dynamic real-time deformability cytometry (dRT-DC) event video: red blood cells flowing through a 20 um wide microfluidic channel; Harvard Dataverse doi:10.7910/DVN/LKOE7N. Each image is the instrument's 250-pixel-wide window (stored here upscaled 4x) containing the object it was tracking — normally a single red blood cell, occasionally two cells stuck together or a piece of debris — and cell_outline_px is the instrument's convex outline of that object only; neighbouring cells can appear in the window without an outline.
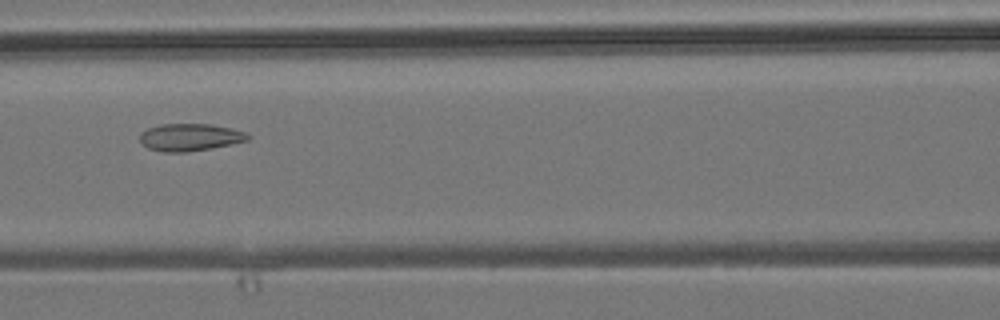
{"species": "common noctule bat (a hibernating species)", "species_latin": "Nyctalus noctula", "temperature_condition": "room temperature", "stored_images_in_passage": 5, "camera_frame_rate_fps": 3000, "um_per_image_px": 0.085, "animal": {"sex": "male", "body_mass_g": 19.2, "forearm_length_mm": 51.8}, "frame": {"image": 1, "passage_image": 5, "time_ms": 4.667, "image_size_px": [1000, 320], "cell_outline_px": [[252, 136], [248, 140], [232, 144], [212, 148], [188, 152], [164, 152], [148, 148], [140, 144], [140, 132], [148, 128], [160, 124], [212, 124], [232, 128], [244, 132]], "centroid_in_image_um": [16.14, 11.67], "position_along_channel_um": 150.5, "area_um2": 17.4}}